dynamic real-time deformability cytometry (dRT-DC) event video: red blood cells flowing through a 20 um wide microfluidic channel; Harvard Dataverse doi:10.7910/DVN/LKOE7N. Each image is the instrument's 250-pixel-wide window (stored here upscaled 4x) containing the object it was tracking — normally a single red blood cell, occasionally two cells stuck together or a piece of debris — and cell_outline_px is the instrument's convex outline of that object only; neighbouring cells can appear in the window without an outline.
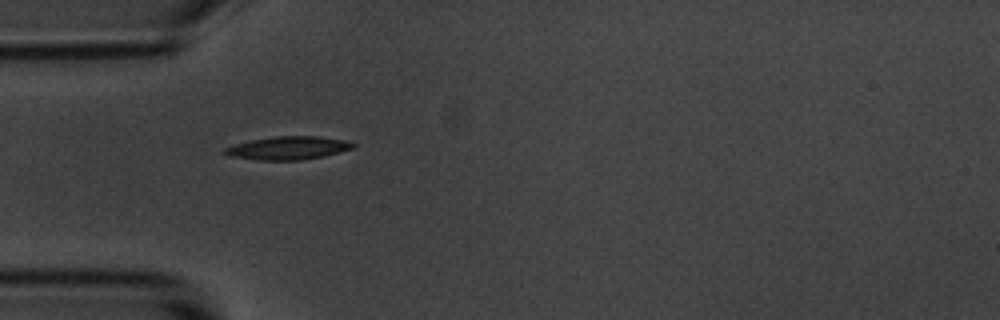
{"species": "common noctule bat (a hibernating species)", "species_latin": "Nyctalus noctula", "temperature_condition": "room temperature", "stored_images_in_passage": 2, "camera_frame_rate_fps": 3000, "um_per_image_px": 0.085, "animal": {"sex": "male", "body_mass_g": 20.1, "forearm_length_mm": 53.5}, "frame": {"image": 1, "passage_image": 1, "time_ms": 0.0, "image_size_px": [1000, 320], "cell_outline_px": [[356, 144], [352, 148], [340, 152], [324, 156], [304, 160], [260, 160], [228, 156], [220, 152], [224, 148], [236, 144], [252, 140], [276, 136], [320, 136], [344, 140]], "centroid_in_image_um": [24.47, 12.58], "position_along_channel_um": 60.5, "area_um2": 17.34}}